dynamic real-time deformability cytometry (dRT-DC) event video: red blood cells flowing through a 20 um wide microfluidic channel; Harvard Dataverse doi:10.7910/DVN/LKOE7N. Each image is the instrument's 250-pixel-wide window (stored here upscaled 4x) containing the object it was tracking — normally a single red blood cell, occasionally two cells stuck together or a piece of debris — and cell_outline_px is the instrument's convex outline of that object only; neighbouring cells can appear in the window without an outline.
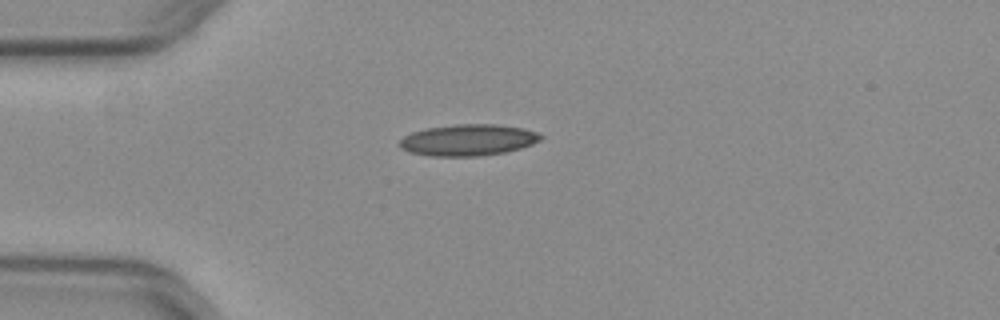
{"species": "common noctule bat (a hibernating species)", "species_latin": "Nyctalus noctula", "temperature_condition": "warm", "stored_images_in_passage": 39, "camera_frame_rate_fps": 3000, "um_per_image_px": 0.085, "animal": {"sex": "female", "body_mass_g": 29.2, "forearm_length_mm": 56.3}, "frame": {"image": 1, "passage_image": 1, "time_ms": 0.0, "image_size_px": [1000, 320], "cell_outline_px": [[544, 136], [540, 140], [532, 144], [520, 148], [504, 152], [480, 156], [432, 156], [412, 152], [400, 148], [400, 140], [404, 136], [412, 132], [424, 128], [456, 124], [496, 124], [524, 128], [536, 132]], "centroid_in_image_um": [39.8, 11.89], "position_along_channel_um": 45.2, "area_um2": 25.78}}
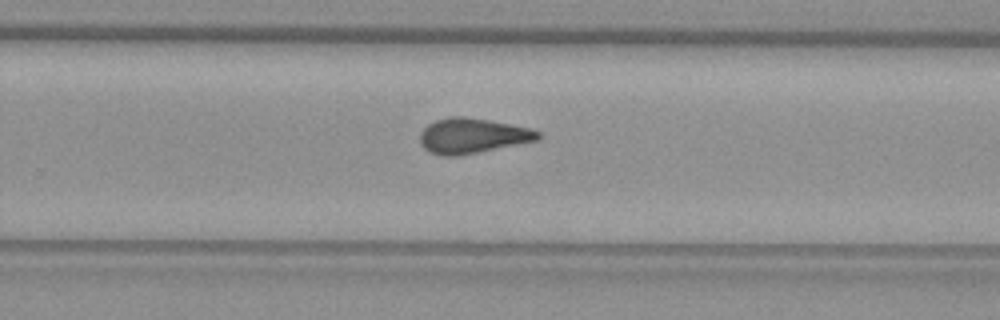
{"frame": {"image": 2, "passage_image": 21, "time_ms": 6.667, "image_size_px": [1000, 320], "cell_outline_px": [[544, 136], [540, 140], [456, 156], [440, 156], [428, 152], [420, 144], [420, 132], [428, 124], [436, 120], [452, 116], [464, 116], [512, 124], [532, 128], [540, 132]], "centroid_in_image_um": [40.18, 11.54], "position_along_channel_um": 289.6, "area_um2": 24.39}}
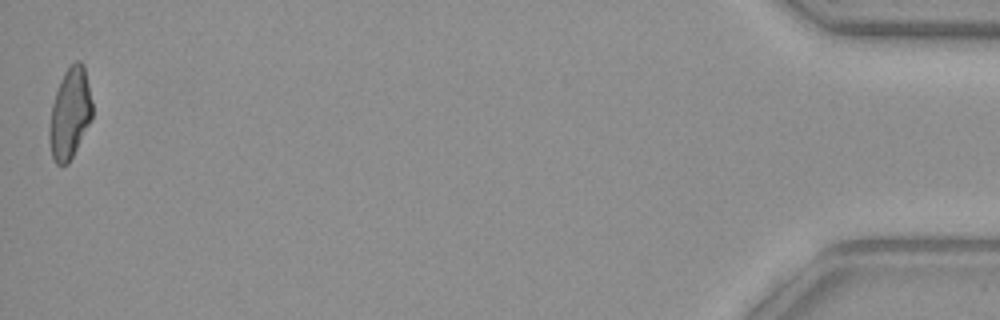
{"frame": {"image": 3, "passage_image": 39, "time_ms": 12.667, "image_size_px": [1000, 320], "cell_outline_px": [[92, 120], [68, 164], [56, 164], [52, 156], [48, 136], [48, 128], [52, 104], [60, 80], [64, 72], [76, 60], [80, 60], [84, 64], [92, 100]], "centroid_in_image_um": [5.94, 9.63], "position_along_channel_um": 429.3, "area_um2": 22.83}, "authors_computed_cell_mechanics": {"area_um2": 23.698, "velocity_mm_per_s": 3.9784, "shape_relaxation_time_tau1_ms": null, "shape_relaxation_time_tau2_ms": 2.0799, "deformation_change_tau1": null, "deformation_change_tau2": 0.1121}}